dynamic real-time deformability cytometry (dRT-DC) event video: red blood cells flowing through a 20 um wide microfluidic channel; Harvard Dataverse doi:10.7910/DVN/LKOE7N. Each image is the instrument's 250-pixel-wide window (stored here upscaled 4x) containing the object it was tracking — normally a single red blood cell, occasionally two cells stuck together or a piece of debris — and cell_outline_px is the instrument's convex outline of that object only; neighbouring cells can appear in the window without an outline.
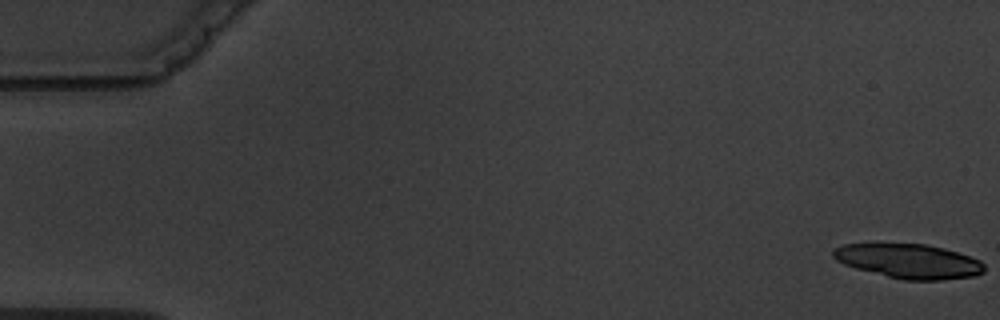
{"species": "common noctule bat (a hibernating species)", "species_latin": "Nyctalus noctula", "temperature_condition": "warm", "stored_images_in_passage": 6, "camera_frame_rate_fps": 3000, "um_per_image_px": 0.085, "animal": {"sex": "male", "body_mass_g": 19.5, "forearm_length_mm": 54.6}, "frame": {"image": 1, "passage_image": 1, "time_ms": 0.0, "image_size_px": [1000, 320], "cell_outline_px": [[984, 272], [976, 276], [940, 280], [904, 280], [856, 268], [844, 264], [836, 260], [832, 256], [832, 252], [836, 248], [844, 244], [924, 244], [944, 248], [980, 260], [984, 264]], "centroid_in_image_um": [77.27, 22.2], "position_along_channel_um": 7.7, "area_um2": 30.0}}